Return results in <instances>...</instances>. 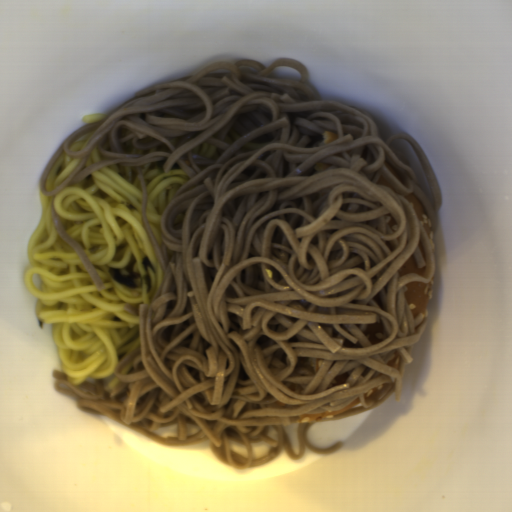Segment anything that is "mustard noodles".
Returning a JSON list of instances; mask_svg holds the SVG:
<instances>
[{
	"label": "mustard noodles",
	"instance_id": "2",
	"mask_svg": "<svg viewBox=\"0 0 512 512\" xmlns=\"http://www.w3.org/2000/svg\"><path fill=\"white\" fill-rule=\"evenodd\" d=\"M53 210V218H54V224L56 227L57 232L62 237V239L72 248H74L80 257L82 263L84 264L88 274L90 275L94 285L97 287V289L104 290L105 286L96 271L95 267L93 266L92 262L90 261L88 255L86 254L85 250L83 249L82 245L78 243L76 240H74L69 233L65 230L59 215L56 211V209L52 206Z\"/></svg>",
	"mask_w": 512,
	"mask_h": 512
},
{
	"label": "mustard noodles",
	"instance_id": "1",
	"mask_svg": "<svg viewBox=\"0 0 512 512\" xmlns=\"http://www.w3.org/2000/svg\"><path fill=\"white\" fill-rule=\"evenodd\" d=\"M280 65L299 70L300 81L278 78ZM97 129L89 145L69 151ZM338 139L323 144V132ZM414 148L433 188L435 210L391 142ZM223 149L218 159L192 154L203 142ZM95 147L105 160L85 166ZM79 164L55 190L45 182L62 153ZM388 161L406 186L386 168ZM181 165L190 176L161 217L160 246L146 218L140 167ZM318 162L330 167L314 171ZM135 170L143 191L146 234L162 267L151 303L126 304L139 314V346L115 367L119 385H72L51 370L55 390L72 396L83 412L105 415L165 447L207 442L215 460L248 469L275 460L285 448L292 461L304 448L317 455L310 427L355 416L401 400L413 346L427 316L413 317L404 293L411 282L429 283L435 259L412 204L413 193L433 231L442 195L432 165L409 133H392L373 115L322 98L304 65L277 59L218 61L196 75L153 84L100 121L63 139L42 174L40 191L56 195L99 168ZM396 191L377 185L379 176ZM413 253L424 276L397 271ZM381 321L388 337L370 344L366 325ZM305 357L325 359L316 374ZM352 369L345 384L328 390L335 375ZM388 383L369 400L370 389ZM359 396V408L300 423V454L282 426L304 414L342 410ZM178 423V437L158 428ZM187 425L198 426L194 435ZM230 438L248 458L231 451ZM272 446L254 459L250 443Z\"/></svg>",
	"mask_w": 512,
	"mask_h": 512
}]
</instances>
